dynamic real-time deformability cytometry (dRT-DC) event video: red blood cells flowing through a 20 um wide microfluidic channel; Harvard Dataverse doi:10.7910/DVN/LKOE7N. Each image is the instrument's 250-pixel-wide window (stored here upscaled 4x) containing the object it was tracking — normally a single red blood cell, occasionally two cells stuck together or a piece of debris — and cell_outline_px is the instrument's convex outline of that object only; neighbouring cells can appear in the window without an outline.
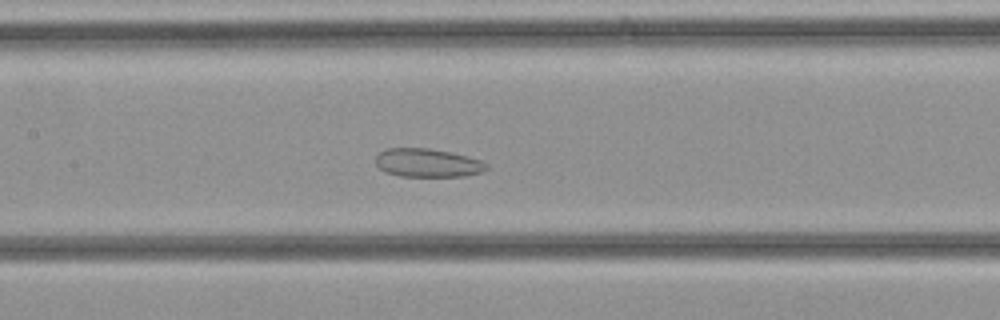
{"species": "common noctule bat (a hibernating species)", "species_latin": "Nyctalus noctula", "temperature_condition": "cold", "stored_images_in_passage": 36, "camera_frame_rate_fps": 3000, "um_per_image_px": 0.085, "animal": {"sex": "female", "body_mass_g": 21.9}, "frame": {"image": 1, "passage_image": 17, "time_ms": 5.333, "image_size_px": [1000, 320], "cell_outline_px": [[488, 168], [484, 172], [464, 176], [400, 176], [384, 172], [376, 164], [376, 156], [384, 148], [428, 148], [452, 152], [468, 156], [480, 160], [488, 164]], "centroid_in_image_um": [36.36, 13.84], "position_along_channel_um": 171.0, "area_um2": 18.55}}
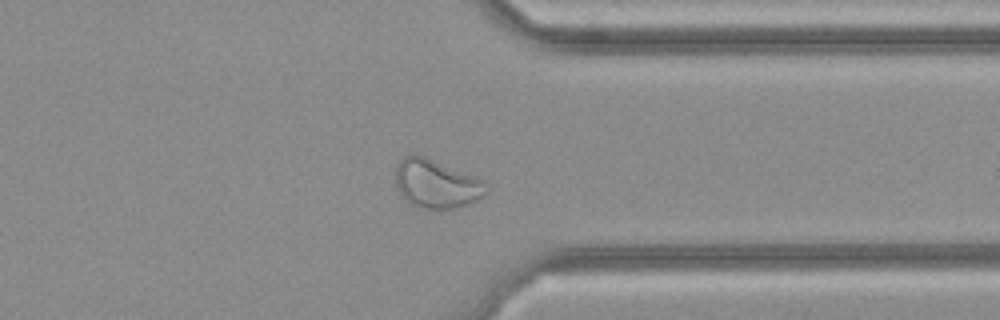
{"frame": {"image": 2, "passage_image": 28, "time_ms": 9.0, "image_size_px": [1000, 320], "cell_outline_px": [[488, 192], [480, 200], [468, 204], [452, 208], [424, 208], [412, 204], [396, 188], [396, 164], [404, 156], [424, 156], [476, 176], [484, 180], [488, 184]], "centroid_in_image_um": [37.15, 15.62], "position_along_channel_um": 374.2, "area_um2": 25.55}}
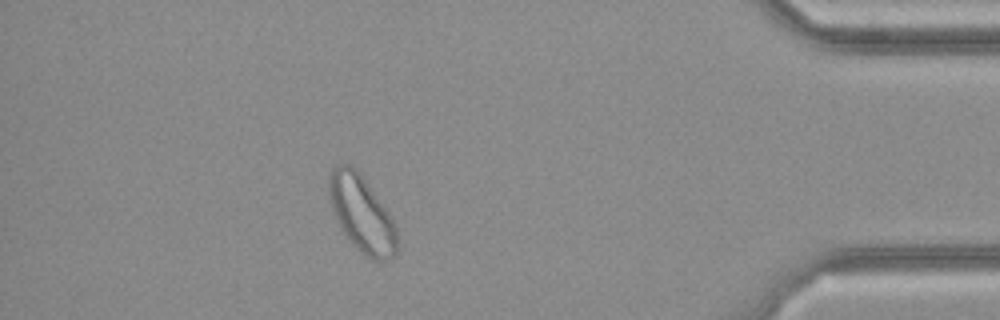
{"frame": {"image": 3, "passage_image": 32, "time_ms": 10.333, "image_size_px": [1000, 320], "cell_outline_px": [[396, 256], [388, 260], [372, 260], [364, 256], [352, 244], [340, 228], [332, 208], [328, 192], [328, 176], [332, 168], [336, 164], [348, 164], [356, 168], [360, 172], [396, 224]], "centroid_in_image_um": [30.72, 18.17], "position_along_channel_um": 404.5, "area_um2": 30.4}}